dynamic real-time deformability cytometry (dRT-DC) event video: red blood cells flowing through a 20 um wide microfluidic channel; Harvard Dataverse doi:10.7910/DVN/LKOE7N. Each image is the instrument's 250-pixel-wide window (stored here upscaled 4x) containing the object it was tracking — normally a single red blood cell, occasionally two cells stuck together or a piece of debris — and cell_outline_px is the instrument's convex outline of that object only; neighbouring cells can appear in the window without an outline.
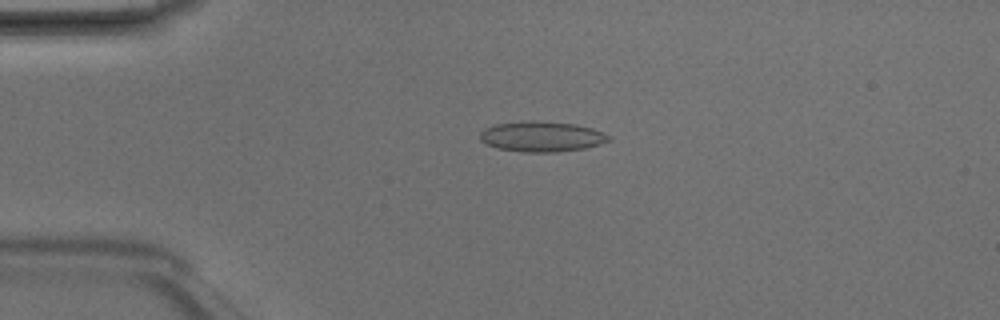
{"species": "Egyptian fruit bat (a non-hibernating species)", "species_latin": "Rousettus aegyptiacus", "temperature_condition": "room temperature", "stored_images_in_passage": 3, "camera_frame_rate_fps": 3000, "um_per_image_px": 0.085, "animal": {"sex": "male"}, "frame": {"image": 1, "passage_image": 1, "time_ms": 0.0, "image_size_px": [1000, 320], "cell_outline_px": [[612, 140], [600, 144], [584, 148], [556, 152], [524, 152], [496, 148], [480, 140], [480, 132], [484, 128], [496, 124], [576, 124], [592, 128], [612, 136]], "centroid_in_image_um": [46.1, 11.67], "position_along_channel_um": 38.9, "area_um2": 21.68}}